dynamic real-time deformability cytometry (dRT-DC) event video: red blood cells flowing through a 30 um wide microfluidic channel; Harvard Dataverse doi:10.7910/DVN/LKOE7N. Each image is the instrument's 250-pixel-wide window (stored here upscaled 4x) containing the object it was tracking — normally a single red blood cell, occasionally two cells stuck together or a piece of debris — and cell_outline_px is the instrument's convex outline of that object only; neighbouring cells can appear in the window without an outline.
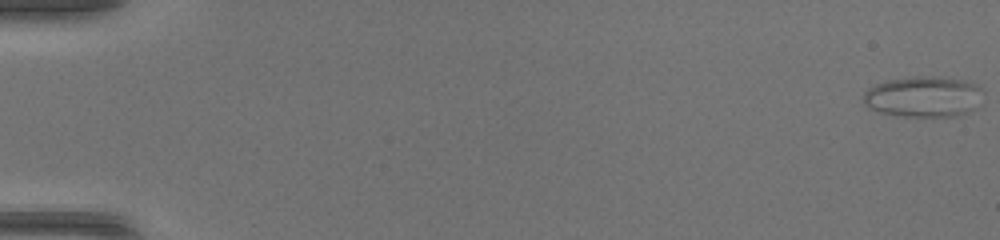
{"species": "common noctule bat (a hibernating species)", "species_latin": "Nyctalus noctula", "temperature_condition": "warm", "stored_images_in_passage": 48, "camera_frame_rate_fps": 3000, "um_per_image_px": 0.085, "animal": {"sex": "female", "body_mass_g": 17.0, "forearm_length_mm": 48.0}, "frame": {"image": 1, "passage_image": 1, "time_ms": 0.0, "image_size_px": [1000, 240], "cell_outline_px": [[984, 92], [976, 108], [968, 112], [956, 116], [904, 116], [880, 112], [868, 108], [864, 104], [864, 92], [868, 88], [884, 80], [916, 76], [944, 76], [964, 80], [976, 84], [984, 88]], "centroid_in_image_um": [78.53, 8.2], "position_along_channel_um": 6.5, "area_um2": 28.9}}
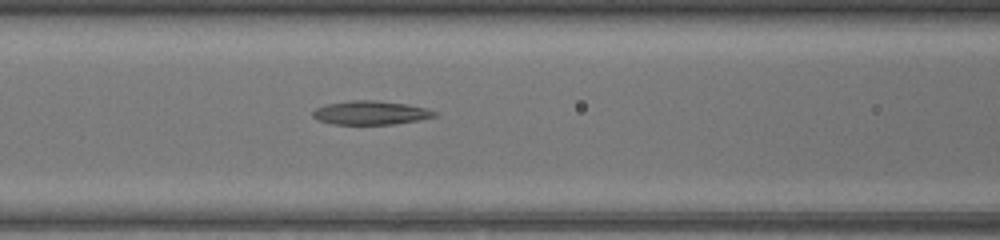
{"frame": {"image": 2, "passage_image": 22, "time_ms": 7.0, "image_size_px": [1000, 240], "cell_outline_px": [[436, 116], [416, 120], [392, 124], [332, 124], [316, 120], [312, 116], [312, 112], [316, 108], [324, 104], [352, 100], [376, 100], [408, 104], [424, 108], [436, 112]], "centroid_in_image_um": [31.43, 9.58], "position_along_channel_um": 135.2, "area_um2": 16.82}}
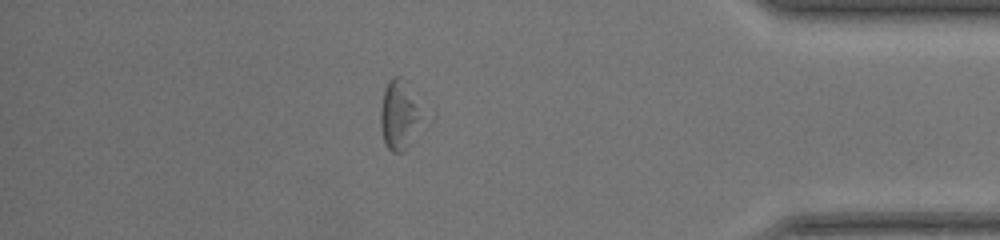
{"frame": {"image": 3, "passage_image": 42, "time_ms": 13.667, "image_size_px": [1000, 240], "cell_outline_px": [[420, 116], [408, 144], [404, 152], [392, 152], [388, 148], [384, 140], [380, 124], [380, 108], [384, 88], [388, 80], [392, 76], [400, 76], [408, 80]], "centroid_in_image_um": [33.84, 9.69], "position_along_channel_um": 401.4, "area_um2": 16.13}}